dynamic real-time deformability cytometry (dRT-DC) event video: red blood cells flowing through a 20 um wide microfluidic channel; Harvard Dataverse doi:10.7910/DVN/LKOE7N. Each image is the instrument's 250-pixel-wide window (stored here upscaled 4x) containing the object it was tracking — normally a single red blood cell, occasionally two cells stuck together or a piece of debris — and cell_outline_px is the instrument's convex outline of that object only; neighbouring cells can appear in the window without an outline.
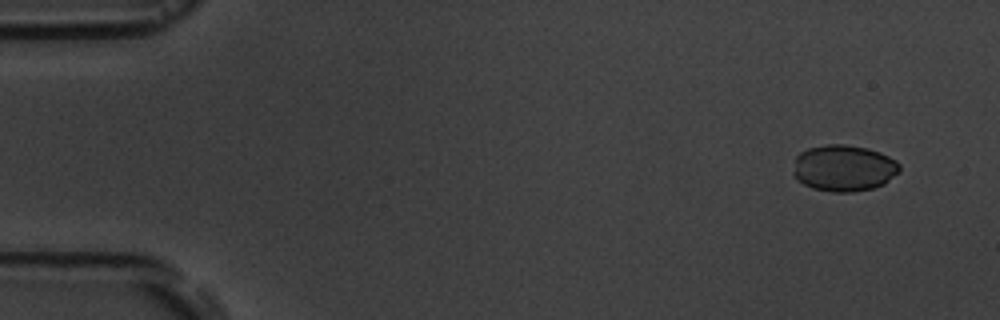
{"species": "common noctule bat (a hibernating species)", "species_latin": "Nyctalus noctula", "temperature_condition": "room temperature", "stored_images_in_passage": 4, "camera_frame_rate_fps": 3000, "um_per_image_px": 0.085, "animal": {"sex": "male", "body_mass_g": 19.5, "forearm_length_mm": 54.6}, "frame": {"image": 1, "passage_image": 1, "time_ms": 0.0, "image_size_px": [1000, 320], "cell_outline_px": [[900, 168], [884, 184], [872, 188], [852, 192], [832, 192], [812, 188], [796, 180], [792, 172], [796, 156], [800, 152], [808, 148], [824, 144], [844, 144], [868, 148], [880, 152], [896, 160], [900, 164]], "centroid_in_image_um": [71.68, 14.28], "position_along_channel_um": 13.3, "area_um2": 28.9}}